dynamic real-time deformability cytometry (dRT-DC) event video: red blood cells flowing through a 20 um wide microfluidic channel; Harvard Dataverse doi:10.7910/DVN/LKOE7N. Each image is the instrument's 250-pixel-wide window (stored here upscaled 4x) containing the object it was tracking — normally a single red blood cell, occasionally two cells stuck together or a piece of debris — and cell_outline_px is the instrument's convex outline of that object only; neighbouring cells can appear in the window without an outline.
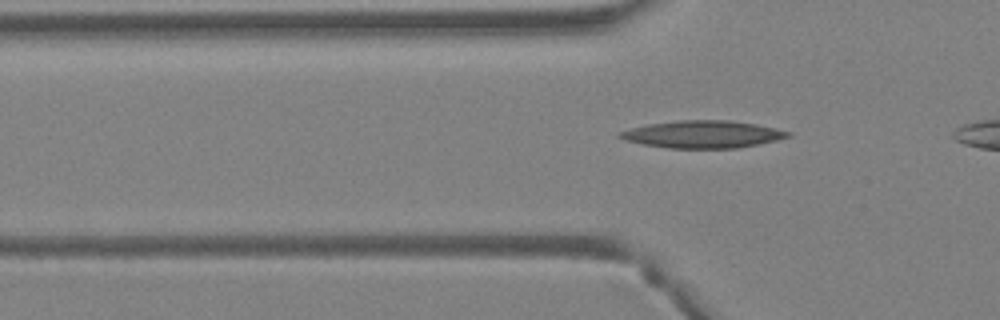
{"species": "Egyptian fruit bat (a non-hibernating species)", "species_latin": "Rousettus aegyptiacus", "temperature_condition": "warm", "stored_images_in_passage": 2, "camera_frame_rate_fps": 3000, "um_per_image_px": 0.085, "animal": {"sex": "female"}, "frame": {"image": 1, "passage_image": 2, "time_ms": 0.333, "image_size_px": [1000, 320], "cell_outline_px": [[792, 136], [776, 140], [736, 148], [668, 148], [644, 144], [628, 140], [616, 136], [620, 132], [632, 128], [648, 124], [680, 120], [728, 120], [756, 124], [792, 132]], "centroid_in_image_um": [59.76, 11.41], "position_along_channel_um": 66.0, "area_um2": 26.47}}